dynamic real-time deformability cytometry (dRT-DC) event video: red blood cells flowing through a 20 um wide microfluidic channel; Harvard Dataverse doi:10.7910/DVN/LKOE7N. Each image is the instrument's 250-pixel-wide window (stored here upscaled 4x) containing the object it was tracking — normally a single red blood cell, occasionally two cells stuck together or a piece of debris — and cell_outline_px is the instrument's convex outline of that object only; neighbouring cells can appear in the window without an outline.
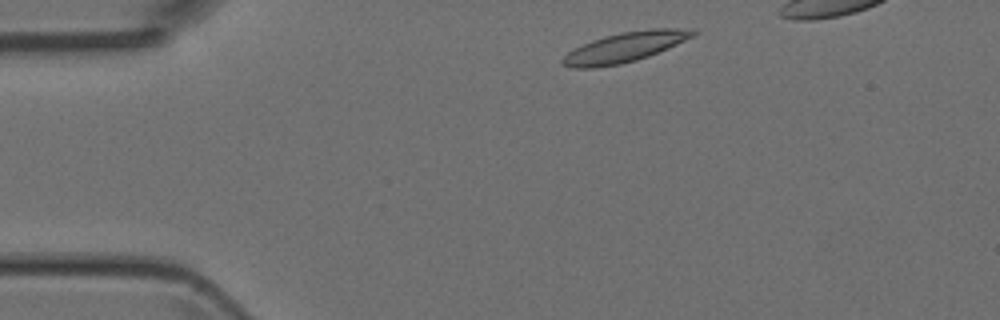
{"species": "Egyptian fruit bat (a non-hibernating species)", "species_latin": "Rousettus aegyptiacus", "temperature_condition": "room temperature", "stored_images_in_passage": 37, "camera_frame_rate_fps": 3000, "um_per_image_px": 0.085, "animal": {"sex": "female"}, "frame": {"image": 1, "passage_image": 3, "time_ms": 0.667, "image_size_px": [1000, 320], "cell_outline_px": [[700, 32], [668, 48], [648, 56], [636, 60], [620, 64], [592, 68], [576, 68], [560, 64], [560, 60], [568, 52], [592, 40], [604, 36], [620, 32], [648, 28], [696, 28]], "centroid_in_image_um": [53.14, 3.99], "position_along_channel_um": 31.9, "area_um2": 22.72}}
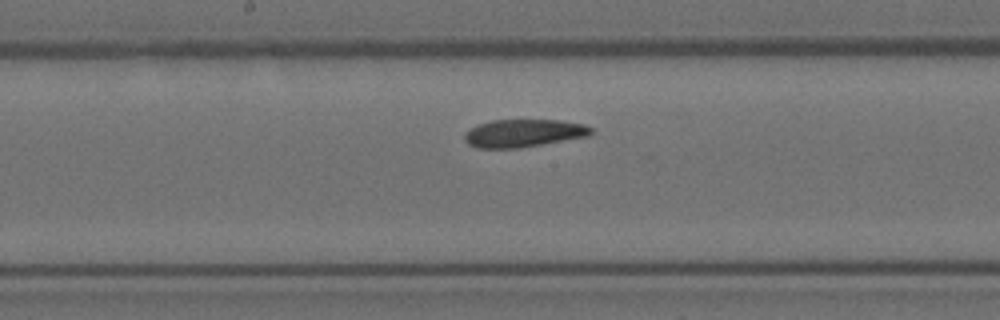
{"frame": {"image": 2, "passage_image": 19, "time_ms": 6.0, "image_size_px": [1000, 320], "cell_outline_px": [[592, 132], [588, 136], [516, 148], [476, 148], [468, 144], [464, 140], [464, 132], [476, 124], [492, 120], [560, 120], [584, 124], [592, 128]], "centroid_in_image_um": [44.44, 11.31], "position_along_channel_um": 203.8, "area_um2": 20.46}}
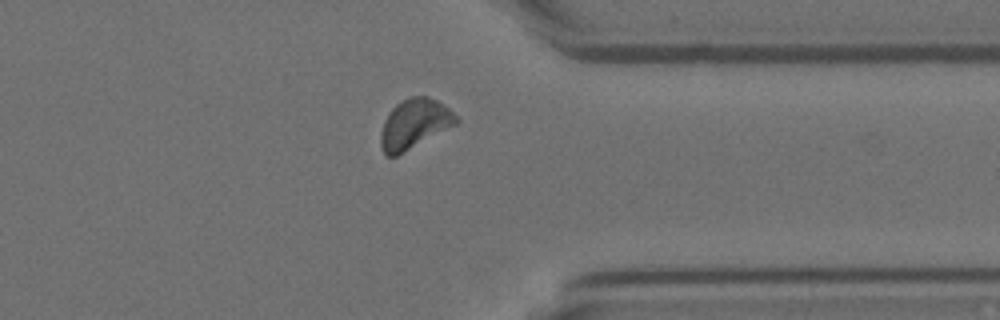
{"frame": {"image": 3, "passage_image": 32, "time_ms": 10.333, "image_size_px": [1000, 320], "cell_outline_px": [[460, 120], [456, 124], [396, 156], [384, 156], [380, 144], [380, 136], [384, 120], [392, 108], [396, 104], [408, 96], [428, 96], [436, 100], [448, 108]], "centroid_in_image_um": [35.19, 10.52], "position_along_channel_um": 376.2, "area_um2": 21.62}}